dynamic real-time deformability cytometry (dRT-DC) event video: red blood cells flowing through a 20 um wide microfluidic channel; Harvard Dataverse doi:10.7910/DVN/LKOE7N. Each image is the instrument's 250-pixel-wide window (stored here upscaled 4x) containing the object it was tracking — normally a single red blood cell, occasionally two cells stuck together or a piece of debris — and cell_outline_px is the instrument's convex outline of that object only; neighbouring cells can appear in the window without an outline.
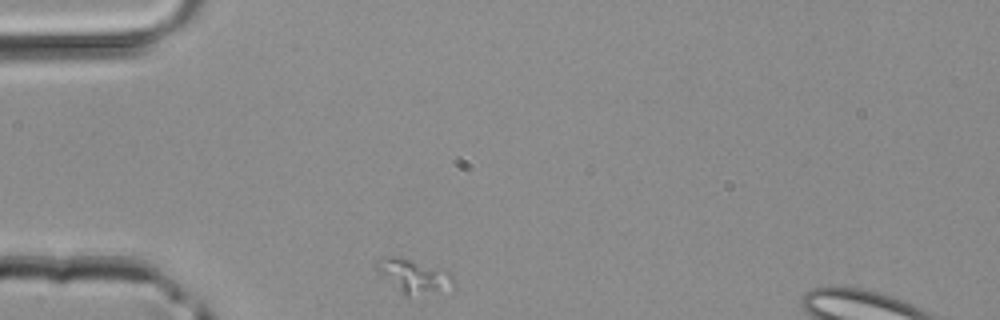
{"species": "common noctule bat (a hibernating species)", "species_latin": "Nyctalus noctula", "temperature_condition": "room temperature", "stored_images_in_passage": 27, "camera_frame_rate_fps": 3000, "um_per_image_px": 0.085, "animal": {"sex": "male", "body_mass_g": 20.4}, "frame": {"image": 1, "passage_image": 1, "time_ms": 0.0, "image_size_px": [1000, 320], "cell_outline_px": [[456, 288], [408, 296], [404, 296], [376, 272], [372, 268], [376, 264], [392, 256], [448, 268], [452, 272], [456, 284]], "centroid_in_image_um": [35.26, 23.48], "position_along_channel_um": 49.7, "area_um2": 15.49}}